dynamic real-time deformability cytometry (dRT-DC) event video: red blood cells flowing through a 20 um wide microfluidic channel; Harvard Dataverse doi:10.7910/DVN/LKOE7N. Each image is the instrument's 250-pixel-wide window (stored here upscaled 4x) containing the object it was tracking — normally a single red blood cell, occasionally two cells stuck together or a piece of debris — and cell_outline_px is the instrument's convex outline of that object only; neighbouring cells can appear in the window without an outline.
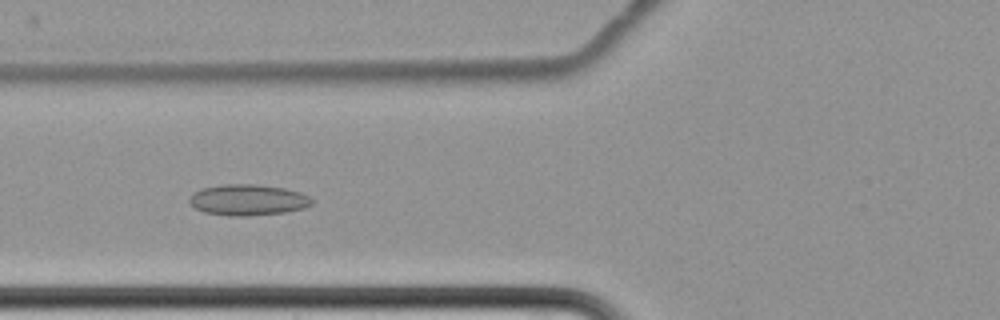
{"species": "common noctule bat (a hibernating species)", "species_latin": "Nyctalus noctula", "temperature_condition": "cold", "stored_images_in_passage": 7, "camera_frame_rate_fps": 3000, "um_per_image_px": 0.085, "animal": {"sex": "female", "body_mass_g": 22.7, "forearm_length_mm": 54.2}, "frame": {"image": 1, "passage_image": 6, "time_ms": 7.0, "image_size_px": [1000, 320], "cell_outline_px": [[312, 204], [304, 208], [284, 212], [248, 216], [228, 216], [204, 212], [188, 204], [188, 200], [200, 188], [224, 184], [252, 184], [284, 188], [300, 192], [308, 196], [312, 200]], "centroid_in_image_um": [21.05, 17.0], "position_along_channel_um": 104.7, "area_um2": 22.08}}
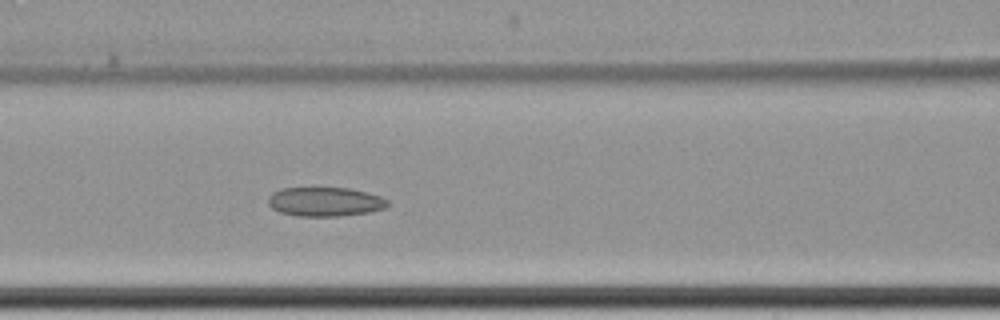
{"frame": {"image": 2, "passage_image": 7, "time_ms": 8.0, "image_size_px": [1000, 320], "cell_outline_px": [[388, 204], [384, 208], [368, 212], [340, 216], [296, 216], [280, 212], [272, 208], [268, 204], [268, 196], [272, 192], [280, 188], [348, 188], [368, 192], [380, 196], [388, 200]], "centroid_in_image_um": [27.59, 17.14], "position_along_channel_um": 139.0, "area_um2": 20.35}}